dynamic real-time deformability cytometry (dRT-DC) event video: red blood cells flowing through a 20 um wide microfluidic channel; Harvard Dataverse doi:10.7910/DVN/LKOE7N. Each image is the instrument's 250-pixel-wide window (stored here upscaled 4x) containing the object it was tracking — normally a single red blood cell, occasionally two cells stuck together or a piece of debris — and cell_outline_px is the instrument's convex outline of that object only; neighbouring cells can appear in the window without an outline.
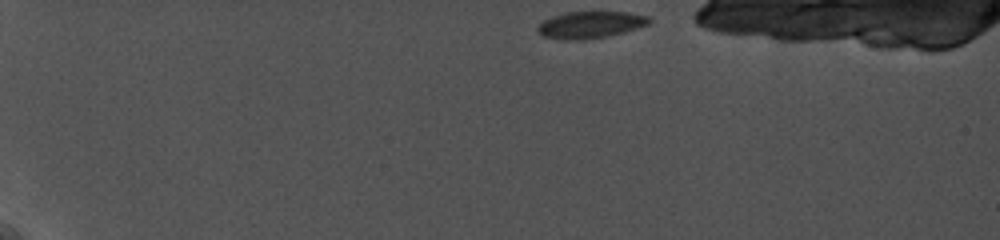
{"species": "common noctule bat (a hibernating species)", "species_latin": "Nyctalus noctula", "temperature_condition": "cold", "stored_images_in_passage": 22, "camera_frame_rate_fps": 5000, "um_per_image_px": 0.085, "animal": {"sex": "female", "body_mass_g": 19.0, "forearm_length_mm": 56.7}, "frame": {"image": 1, "passage_image": 1, "time_ms": 0.0, "image_size_px": [1000, 240], "cell_outline_px": [[652, 20], [648, 24], [624, 32], [608, 36], [584, 40], [564, 40], [540, 36], [536, 32], [536, 28], [544, 20], [552, 16], [564, 12], [628, 12], [648, 16]], "centroid_in_image_um": [50.13, 2.11], "position_along_channel_um": 34.9, "area_um2": 17.63}}
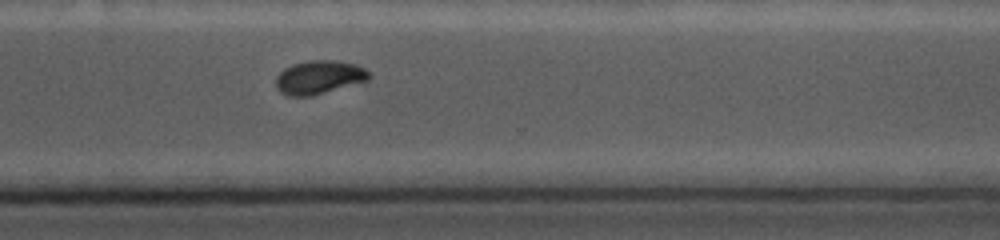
{"frame": {"image": 2, "passage_image": 18, "time_ms": 11.0, "image_size_px": [1000, 240], "cell_outline_px": [[372, 76], [368, 80], [312, 96], [288, 96], [280, 92], [276, 84], [276, 76], [284, 68], [292, 64], [308, 60], [340, 60], [356, 64], [372, 72]], "centroid_in_image_um": [27.15, 6.55], "position_along_channel_um": 343.5, "area_um2": 18.44}}
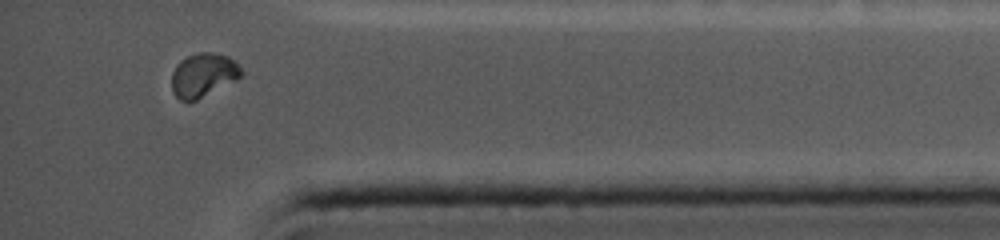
{"frame": {"image": 3, "passage_image": 21, "time_ms": 13.0, "image_size_px": [1000, 240], "cell_outline_px": [[244, 72], [236, 80], [196, 100], [180, 100], [172, 92], [172, 72], [176, 64], [180, 60], [196, 52], [212, 52], [228, 56]], "centroid_in_image_um": [17.25, 6.36], "position_along_channel_um": 417.9, "area_um2": 17.63}}